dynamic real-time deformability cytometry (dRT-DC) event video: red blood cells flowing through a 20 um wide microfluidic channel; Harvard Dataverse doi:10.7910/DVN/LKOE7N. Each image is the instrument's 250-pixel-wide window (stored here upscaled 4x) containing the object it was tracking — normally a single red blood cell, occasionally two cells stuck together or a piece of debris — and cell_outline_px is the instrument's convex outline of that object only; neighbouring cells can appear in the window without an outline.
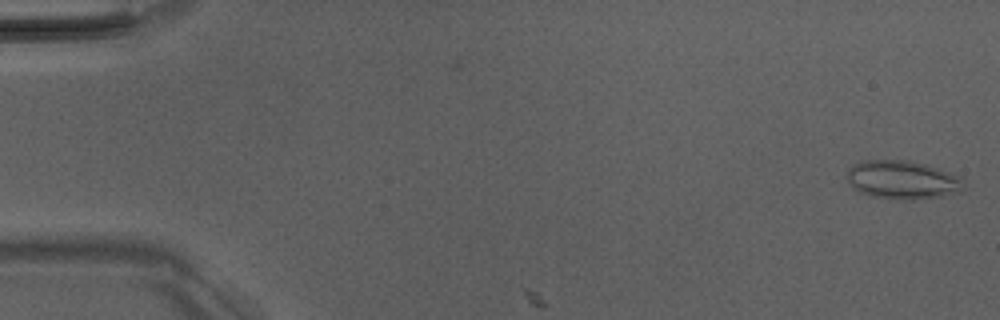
{"species": "Egyptian fruit bat (a non-hibernating species)", "species_latin": "Rousettus aegyptiacus", "temperature_condition": "room temperature", "stored_images_in_passage": 3, "camera_frame_rate_fps": 3000, "um_per_image_px": 0.085, "animal": {"sex": "male"}, "frame": {"image": 1, "passage_image": 1, "time_ms": 0.0, "image_size_px": [1000, 320], "cell_outline_px": [[964, 192], [944, 196], [912, 200], [904, 200], [868, 196], [852, 188], [848, 184], [848, 168], [852, 164], [860, 160], [904, 160], [924, 164], [960, 176], [964, 184]], "centroid_in_image_um": [76.7, 15.3], "position_along_channel_um": 8.3, "area_um2": 26.59}}